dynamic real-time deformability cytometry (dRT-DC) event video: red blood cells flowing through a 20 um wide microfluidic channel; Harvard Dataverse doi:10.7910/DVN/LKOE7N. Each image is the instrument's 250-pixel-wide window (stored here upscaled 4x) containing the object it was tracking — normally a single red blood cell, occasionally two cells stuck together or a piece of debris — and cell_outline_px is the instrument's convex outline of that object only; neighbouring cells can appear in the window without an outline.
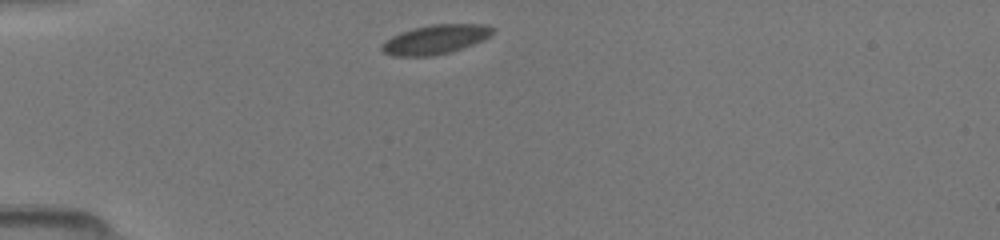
{"species": "common noctule bat (a hibernating species)", "species_latin": "Nyctalus noctula", "temperature_condition": "room temperature", "stored_images_in_passage": 38, "camera_frame_rate_fps": 3000, "um_per_image_px": 0.085, "animal": {"sex": "female", "body_mass_g": 19.5, "forearm_length_mm": 54.1}, "frame": {"image": 1, "passage_image": 1, "time_ms": 0.0, "image_size_px": [1000, 240], "cell_outline_px": [[496, 28], [484, 40], [452, 52], [432, 56], [392, 56], [380, 52], [380, 44], [384, 40], [392, 36], [412, 28], [432, 24], [484, 24]], "centroid_in_image_um": [36.96, 3.36], "position_along_channel_um": 48.0, "area_um2": 19.19}}
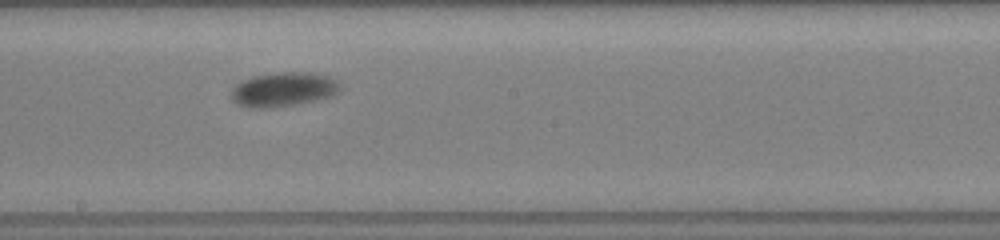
{"frame": {"image": 2, "passage_image": 16, "time_ms": 5.0, "image_size_px": [1000, 240], "cell_outline_px": [[340, 88], [332, 96], [316, 100], [292, 104], [264, 108], [252, 108], [240, 104], [232, 100], [228, 96], [228, 92], [240, 80], [252, 76], [276, 72], [308, 72], [328, 76], [336, 80]], "centroid_in_image_um": [24.01, 7.58], "position_along_channel_um": 224.2, "area_um2": 21.73}}
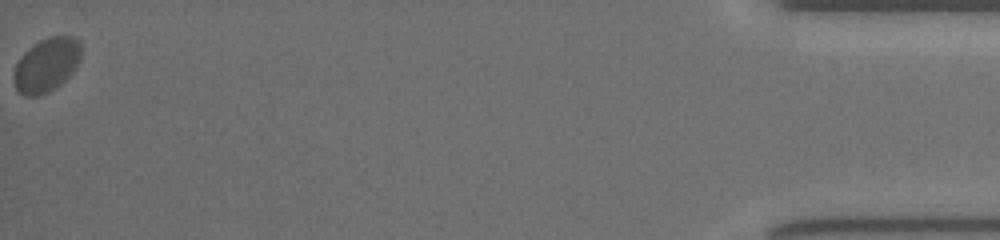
{"frame": {"image": 3, "passage_image": 38, "time_ms": 12.333, "image_size_px": [1000, 240], "cell_outline_px": [[80, 60], [76, 68], [56, 88], [40, 96], [24, 96], [16, 88], [12, 80], [12, 72], [20, 56], [28, 48], [40, 40], [48, 36], [72, 36], [80, 44]], "centroid_in_image_um": [3.91, 5.53], "position_along_channel_um": 431.3, "area_um2": 21.33}}